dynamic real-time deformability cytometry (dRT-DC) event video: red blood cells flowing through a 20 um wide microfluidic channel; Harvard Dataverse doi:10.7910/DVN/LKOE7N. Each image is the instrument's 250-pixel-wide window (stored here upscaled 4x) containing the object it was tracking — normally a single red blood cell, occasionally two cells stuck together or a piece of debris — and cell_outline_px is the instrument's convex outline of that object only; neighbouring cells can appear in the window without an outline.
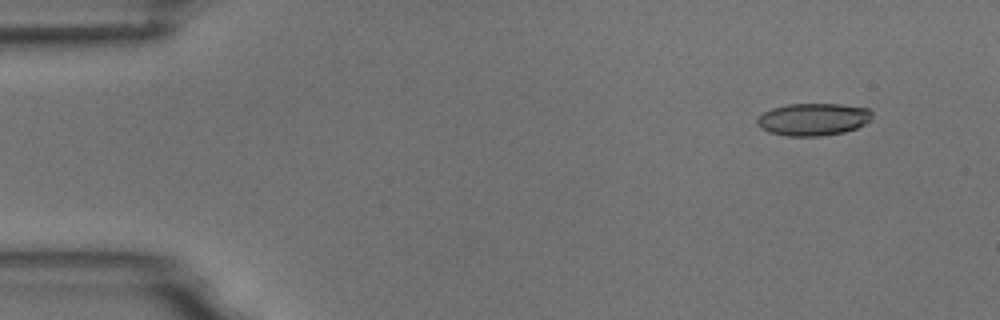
{"species": "common noctule bat (a hibernating species)", "species_latin": "Nyctalus noctula", "temperature_condition": "room temperature", "stored_images_in_passage": 4, "camera_frame_rate_fps": 3000, "um_per_image_px": 0.085, "animal": {"sex": "male", "body_mass_g": 18.8}, "frame": {"image": 1, "passage_image": 1, "time_ms": 0.0, "image_size_px": [1000, 320], "cell_outline_px": [[872, 120], [856, 128], [844, 132], [820, 136], [784, 136], [768, 132], [760, 128], [756, 124], [756, 120], [764, 112], [772, 108], [788, 104], [840, 104], [868, 108], [872, 112]], "centroid_in_image_um": [69.11, 10.15], "position_along_channel_um": 15.9, "area_um2": 21.85}}
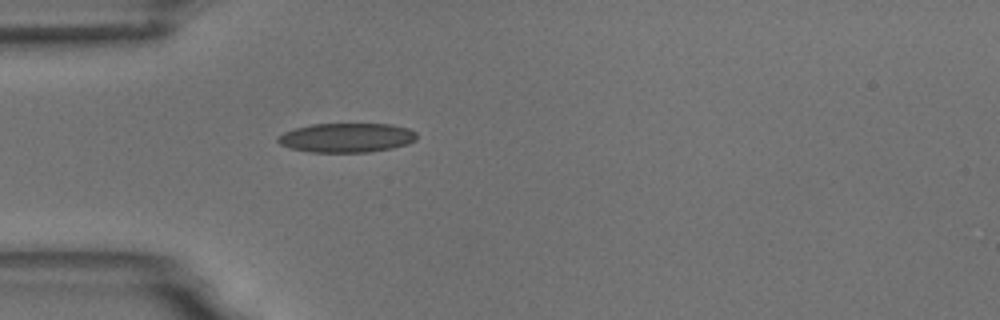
{"frame": {"image": 2, "passage_image": 4, "time_ms": 3.667, "image_size_px": [1000, 320], "cell_outline_px": [[416, 140], [408, 144], [392, 148], [368, 152], [312, 152], [292, 148], [280, 144], [276, 140], [276, 136], [284, 132], [296, 128], [312, 124], [392, 124], [408, 128], [416, 132]], "centroid_in_image_um": [29.47, 11.7], "position_along_channel_um": 55.5, "area_um2": 23.7}}